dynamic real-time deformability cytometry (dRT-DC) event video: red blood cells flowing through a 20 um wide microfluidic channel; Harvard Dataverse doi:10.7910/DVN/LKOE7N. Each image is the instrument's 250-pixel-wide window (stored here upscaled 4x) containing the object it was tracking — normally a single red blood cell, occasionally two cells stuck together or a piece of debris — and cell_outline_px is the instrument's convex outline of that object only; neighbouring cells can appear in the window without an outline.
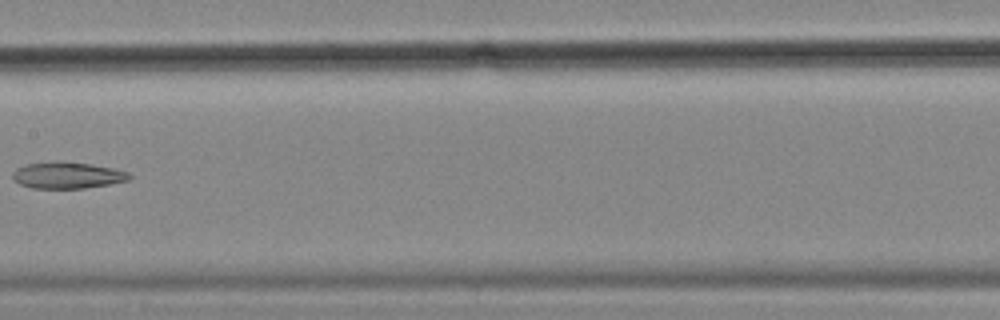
{"species": "common noctule bat (a hibernating species)", "species_latin": "Nyctalus noctula", "temperature_condition": "cold", "stored_images_in_passage": 8, "camera_frame_rate_fps": 3000, "um_per_image_px": 0.085, "animal": {"sex": "female", "body_mass_g": 18.4}, "frame": {"image": 1, "passage_image": 7, "time_ms": 2.0, "image_size_px": [1000, 320], "cell_outline_px": [[132, 176], [128, 180], [108, 184], [84, 188], [32, 188], [20, 184], [12, 180], [12, 172], [16, 168], [24, 164], [92, 164], [112, 168], [128, 172]], "centroid_in_image_um": [5.71, 14.94], "position_along_channel_um": 201.7, "area_um2": 17.22}}
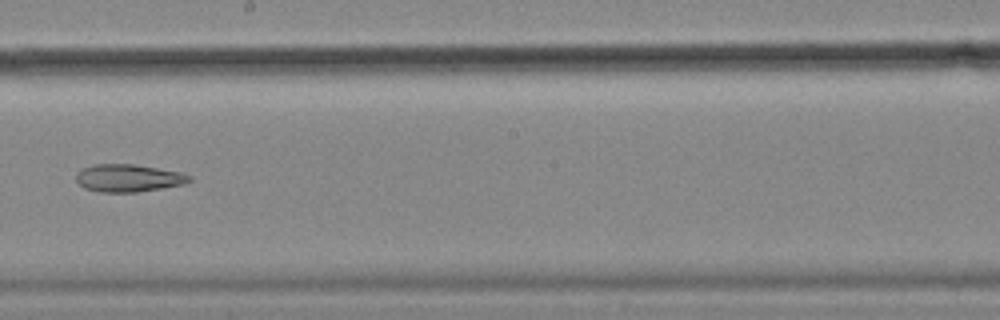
{"frame": {"image": 2, "passage_image": 8, "time_ms": 2.333, "image_size_px": [1000, 320], "cell_outline_px": [[192, 180], [184, 184], [136, 192], [96, 192], [84, 188], [76, 180], [76, 172], [84, 168], [96, 164], [132, 164], [180, 172], [192, 176]], "centroid_in_image_um": [10.89, 15.14], "position_along_channel_um": 237.3, "area_um2": 18.09}}